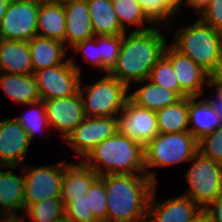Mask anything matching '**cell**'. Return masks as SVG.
Here are the masks:
<instances>
[{"instance_id": "cell-3", "label": "cell", "mask_w": 222, "mask_h": 222, "mask_svg": "<svg viewBox=\"0 0 222 222\" xmlns=\"http://www.w3.org/2000/svg\"><path fill=\"white\" fill-rule=\"evenodd\" d=\"M81 161L99 176L146 174L144 146L118 131L96 145Z\"/></svg>"}, {"instance_id": "cell-12", "label": "cell", "mask_w": 222, "mask_h": 222, "mask_svg": "<svg viewBox=\"0 0 222 222\" xmlns=\"http://www.w3.org/2000/svg\"><path fill=\"white\" fill-rule=\"evenodd\" d=\"M118 116L85 117L66 137V142L84 159L99 143L117 131Z\"/></svg>"}, {"instance_id": "cell-46", "label": "cell", "mask_w": 222, "mask_h": 222, "mask_svg": "<svg viewBox=\"0 0 222 222\" xmlns=\"http://www.w3.org/2000/svg\"><path fill=\"white\" fill-rule=\"evenodd\" d=\"M216 76L220 79H222V57H221V64L218 72L216 73Z\"/></svg>"}, {"instance_id": "cell-35", "label": "cell", "mask_w": 222, "mask_h": 222, "mask_svg": "<svg viewBox=\"0 0 222 222\" xmlns=\"http://www.w3.org/2000/svg\"><path fill=\"white\" fill-rule=\"evenodd\" d=\"M199 152L222 164V124L198 141Z\"/></svg>"}, {"instance_id": "cell-5", "label": "cell", "mask_w": 222, "mask_h": 222, "mask_svg": "<svg viewBox=\"0 0 222 222\" xmlns=\"http://www.w3.org/2000/svg\"><path fill=\"white\" fill-rule=\"evenodd\" d=\"M198 151V140L189 131L159 133L144 146L146 175L157 183L156 171L148 169L189 162Z\"/></svg>"}, {"instance_id": "cell-48", "label": "cell", "mask_w": 222, "mask_h": 222, "mask_svg": "<svg viewBox=\"0 0 222 222\" xmlns=\"http://www.w3.org/2000/svg\"><path fill=\"white\" fill-rule=\"evenodd\" d=\"M36 1H40V2H42V1H50V0H36Z\"/></svg>"}, {"instance_id": "cell-14", "label": "cell", "mask_w": 222, "mask_h": 222, "mask_svg": "<svg viewBox=\"0 0 222 222\" xmlns=\"http://www.w3.org/2000/svg\"><path fill=\"white\" fill-rule=\"evenodd\" d=\"M31 141L22 125L13 117L0 119V165L16 169L24 161Z\"/></svg>"}, {"instance_id": "cell-44", "label": "cell", "mask_w": 222, "mask_h": 222, "mask_svg": "<svg viewBox=\"0 0 222 222\" xmlns=\"http://www.w3.org/2000/svg\"><path fill=\"white\" fill-rule=\"evenodd\" d=\"M10 0H0V26L2 24L3 17L6 13L7 6Z\"/></svg>"}, {"instance_id": "cell-21", "label": "cell", "mask_w": 222, "mask_h": 222, "mask_svg": "<svg viewBox=\"0 0 222 222\" xmlns=\"http://www.w3.org/2000/svg\"><path fill=\"white\" fill-rule=\"evenodd\" d=\"M29 43L33 73L36 71L62 65L67 54L65 44L41 36L33 37Z\"/></svg>"}, {"instance_id": "cell-11", "label": "cell", "mask_w": 222, "mask_h": 222, "mask_svg": "<svg viewBox=\"0 0 222 222\" xmlns=\"http://www.w3.org/2000/svg\"><path fill=\"white\" fill-rule=\"evenodd\" d=\"M117 129L120 134L145 146L159 134L156 112L128 98L117 118Z\"/></svg>"}, {"instance_id": "cell-22", "label": "cell", "mask_w": 222, "mask_h": 222, "mask_svg": "<svg viewBox=\"0 0 222 222\" xmlns=\"http://www.w3.org/2000/svg\"><path fill=\"white\" fill-rule=\"evenodd\" d=\"M0 71L14 74H34L28 41L1 39Z\"/></svg>"}, {"instance_id": "cell-37", "label": "cell", "mask_w": 222, "mask_h": 222, "mask_svg": "<svg viewBox=\"0 0 222 222\" xmlns=\"http://www.w3.org/2000/svg\"><path fill=\"white\" fill-rule=\"evenodd\" d=\"M144 12L154 22H166L174 15L165 7L164 0H140Z\"/></svg>"}, {"instance_id": "cell-6", "label": "cell", "mask_w": 222, "mask_h": 222, "mask_svg": "<svg viewBox=\"0 0 222 222\" xmlns=\"http://www.w3.org/2000/svg\"><path fill=\"white\" fill-rule=\"evenodd\" d=\"M82 81L79 86V93L83 101V108L86 117H107L119 116L129 98L128 87L112 77L108 73L94 84L82 90Z\"/></svg>"}, {"instance_id": "cell-16", "label": "cell", "mask_w": 222, "mask_h": 222, "mask_svg": "<svg viewBox=\"0 0 222 222\" xmlns=\"http://www.w3.org/2000/svg\"><path fill=\"white\" fill-rule=\"evenodd\" d=\"M155 186L148 206L147 222H192L203 210L184 195L156 201Z\"/></svg>"}, {"instance_id": "cell-45", "label": "cell", "mask_w": 222, "mask_h": 222, "mask_svg": "<svg viewBox=\"0 0 222 222\" xmlns=\"http://www.w3.org/2000/svg\"><path fill=\"white\" fill-rule=\"evenodd\" d=\"M192 222H211L208 215L203 211L198 217H196Z\"/></svg>"}, {"instance_id": "cell-13", "label": "cell", "mask_w": 222, "mask_h": 222, "mask_svg": "<svg viewBox=\"0 0 222 222\" xmlns=\"http://www.w3.org/2000/svg\"><path fill=\"white\" fill-rule=\"evenodd\" d=\"M50 127L60 132L64 140L85 119L80 93L63 98L43 100Z\"/></svg>"}, {"instance_id": "cell-2", "label": "cell", "mask_w": 222, "mask_h": 222, "mask_svg": "<svg viewBox=\"0 0 222 222\" xmlns=\"http://www.w3.org/2000/svg\"><path fill=\"white\" fill-rule=\"evenodd\" d=\"M100 177L107 194V222H147L149 201L157 183L146 174Z\"/></svg>"}, {"instance_id": "cell-9", "label": "cell", "mask_w": 222, "mask_h": 222, "mask_svg": "<svg viewBox=\"0 0 222 222\" xmlns=\"http://www.w3.org/2000/svg\"><path fill=\"white\" fill-rule=\"evenodd\" d=\"M75 61L71 57L62 65L34 73L41 100L69 97L79 92L81 68Z\"/></svg>"}, {"instance_id": "cell-1", "label": "cell", "mask_w": 222, "mask_h": 222, "mask_svg": "<svg viewBox=\"0 0 222 222\" xmlns=\"http://www.w3.org/2000/svg\"><path fill=\"white\" fill-rule=\"evenodd\" d=\"M126 33L122 35L117 62L108 74L129 88L131 81L136 83L149 78L152 68L164 54L168 43L157 27Z\"/></svg>"}, {"instance_id": "cell-10", "label": "cell", "mask_w": 222, "mask_h": 222, "mask_svg": "<svg viewBox=\"0 0 222 222\" xmlns=\"http://www.w3.org/2000/svg\"><path fill=\"white\" fill-rule=\"evenodd\" d=\"M40 1L10 0L0 26L2 40L30 41L37 36Z\"/></svg>"}, {"instance_id": "cell-7", "label": "cell", "mask_w": 222, "mask_h": 222, "mask_svg": "<svg viewBox=\"0 0 222 222\" xmlns=\"http://www.w3.org/2000/svg\"><path fill=\"white\" fill-rule=\"evenodd\" d=\"M186 180L189 191L182 195L191 199L203 211L222 191V164L197 152L192 159Z\"/></svg>"}, {"instance_id": "cell-33", "label": "cell", "mask_w": 222, "mask_h": 222, "mask_svg": "<svg viewBox=\"0 0 222 222\" xmlns=\"http://www.w3.org/2000/svg\"><path fill=\"white\" fill-rule=\"evenodd\" d=\"M90 210L98 222H107V194L104 180L99 177L87 192Z\"/></svg>"}, {"instance_id": "cell-27", "label": "cell", "mask_w": 222, "mask_h": 222, "mask_svg": "<svg viewBox=\"0 0 222 222\" xmlns=\"http://www.w3.org/2000/svg\"><path fill=\"white\" fill-rule=\"evenodd\" d=\"M159 133L189 131L188 97L156 111Z\"/></svg>"}, {"instance_id": "cell-18", "label": "cell", "mask_w": 222, "mask_h": 222, "mask_svg": "<svg viewBox=\"0 0 222 222\" xmlns=\"http://www.w3.org/2000/svg\"><path fill=\"white\" fill-rule=\"evenodd\" d=\"M76 163H66V169L64 170L61 186V201L64 207L72 202V198L87 195L91 185L100 177L82 161Z\"/></svg>"}, {"instance_id": "cell-17", "label": "cell", "mask_w": 222, "mask_h": 222, "mask_svg": "<svg viewBox=\"0 0 222 222\" xmlns=\"http://www.w3.org/2000/svg\"><path fill=\"white\" fill-rule=\"evenodd\" d=\"M66 34L64 44L70 48L95 36L88 9L87 0H64Z\"/></svg>"}, {"instance_id": "cell-43", "label": "cell", "mask_w": 222, "mask_h": 222, "mask_svg": "<svg viewBox=\"0 0 222 222\" xmlns=\"http://www.w3.org/2000/svg\"><path fill=\"white\" fill-rule=\"evenodd\" d=\"M24 219L21 214L0 216V222H26Z\"/></svg>"}, {"instance_id": "cell-41", "label": "cell", "mask_w": 222, "mask_h": 222, "mask_svg": "<svg viewBox=\"0 0 222 222\" xmlns=\"http://www.w3.org/2000/svg\"><path fill=\"white\" fill-rule=\"evenodd\" d=\"M210 2L211 0H187L185 5L188 4L191 8L196 10L195 13L200 15Z\"/></svg>"}, {"instance_id": "cell-31", "label": "cell", "mask_w": 222, "mask_h": 222, "mask_svg": "<svg viewBox=\"0 0 222 222\" xmlns=\"http://www.w3.org/2000/svg\"><path fill=\"white\" fill-rule=\"evenodd\" d=\"M99 43V58L102 62V72L107 74L116 64L122 44V35L95 36Z\"/></svg>"}, {"instance_id": "cell-19", "label": "cell", "mask_w": 222, "mask_h": 222, "mask_svg": "<svg viewBox=\"0 0 222 222\" xmlns=\"http://www.w3.org/2000/svg\"><path fill=\"white\" fill-rule=\"evenodd\" d=\"M65 34L64 0L40 2L37 18V35L64 43Z\"/></svg>"}, {"instance_id": "cell-36", "label": "cell", "mask_w": 222, "mask_h": 222, "mask_svg": "<svg viewBox=\"0 0 222 222\" xmlns=\"http://www.w3.org/2000/svg\"><path fill=\"white\" fill-rule=\"evenodd\" d=\"M76 52H83L84 60L90 62L94 67L102 70V62L99 58V43L95 36L76 44L72 47Z\"/></svg>"}, {"instance_id": "cell-4", "label": "cell", "mask_w": 222, "mask_h": 222, "mask_svg": "<svg viewBox=\"0 0 222 222\" xmlns=\"http://www.w3.org/2000/svg\"><path fill=\"white\" fill-rule=\"evenodd\" d=\"M175 32L172 46L191 58L210 76L216 75L222 57V32L215 30L200 18Z\"/></svg>"}, {"instance_id": "cell-25", "label": "cell", "mask_w": 222, "mask_h": 222, "mask_svg": "<svg viewBox=\"0 0 222 222\" xmlns=\"http://www.w3.org/2000/svg\"><path fill=\"white\" fill-rule=\"evenodd\" d=\"M95 36L123 35L125 31L114 12L111 0H87Z\"/></svg>"}, {"instance_id": "cell-34", "label": "cell", "mask_w": 222, "mask_h": 222, "mask_svg": "<svg viewBox=\"0 0 222 222\" xmlns=\"http://www.w3.org/2000/svg\"><path fill=\"white\" fill-rule=\"evenodd\" d=\"M65 218L73 222H98L90 210L89 196L72 198V202L64 207Z\"/></svg>"}, {"instance_id": "cell-15", "label": "cell", "mask_w": 222, "mask_h": 222, "mask_svg": "<svg viewBox=\"0 0 222 222\" xmlns=\"http://www.w3.org/2000/svg\"><path fill=\"white\" fill-rule=\"evenodd\" d=\"M163 55L172 63L180 89L188 97H201L203 86L207 85L210 75L191 58L176 50L171 43L166 45Z\"/></svg>"}, {"instance_id": "cell-20", "label": "cell", "mask_w": 222, "mask_h": 222, "mask_svg": "<svg viewBox=\"0 0 222 222\" xmlns=\"http://www.w3.org/2000/svg\"><path fill=\"white\" fill-rule=\"evenodd\" d=\"M188 97L189 132L199 141L215 131L220 125L219 116L208 100Z\"/></svg>"}, {"instance_id": "cell-23", "label": "cell", "mask_w": 222, "mask_h": 222, "mask_svg": "<svg viewBox=\"0 0 222 222\" xmlns=\"http://www.w3.org/2000/svg\"><path fill=\"white\" fill-rule=\"evenodd\" d=\"M24 174L0 171V215H19L24 211ZM2 213V214H1Z\"/></svg>"}, {"instance_id": "cell-30", "label": "cell", "mask_w": 222, "mask_h": 222, "mask_svg": "<svg viewBox=\"0 0 222 222\" xmlns=\"http://www.w3.org/2000/svg\"><path fill=\"white\" fill-rule=\"evenodd\" d=\"M148 79L160 87L176 92L181 98L188 97L180 89L172 63L164 55L154 65Z\"/></svg>"}, {"instance_id": "cell-47", "label": "cell", "mask_w": 222, "mask_h": 222, "mask_svg": "<svg viewBox=\"0 0 222 222\" xmlns=\"http://www.w3.org/2000/svg\"><path fill=\"white\" fill-rule=\"evenodd\" d=\"M58 222H73V221H71V220H69V219H66V218L64 217L62 220H60V221H58Z\"/></svg>"}, {"instance_id": "cell-28", "label": "cell", "mask_w": 222, "mask_h": 222, "mask_svg": "<svg viewBox=\"0 0 222 222\" xmlns=\"http://www.w3.org/2000/svg\"><path fill=\"white\" fill-rule=\"evenodd\" d=\"M111 2L119 23L125 31H127L126 24L135 25L136 28L133 31H144L152 28L154 22L144 12L140 0H111ZM145 22L150 26L142 27Z\"/></svg>"}, {"instance_id": "cell-24", "label": "cell", "mask_w": 222, "mask_h": 222, "mask_svg": "<svg viewBox=\"0 0 222 222\" xmlns=\"http://www.w3.org/2000/svg\"><path fill=\"white\" fill-rule=\"evenodd\" d=\"M0 86L9 98L22 105L41 100L34 74L4 73Z\"/></svg>"}, {"instance_id": "cell-40", "label": "cell", "mask_w": 222, "mask_h": 222, "mask_svg": "<svg viewBox=\"0 0 222 222\" xmlns=\"http://www.w3.org/2000/svg\"><path fill=\"white\" fill-rule=\"evenodd\" d=\"M204 212L208 215L211 222H222V191L215 200L205 208Z\"/></svg>"}, {"instance_id": "cell-42", "label": "cell", "mask_w": 222, "mask_h": 222, "mask_svg": "<svg viewBox=\"0 0 222 222\" xmlns=\"http://www.w3.org/2000/svg\"><path fill=\"white\" fill-rule=\"evenodd\" d=\"M187 2V0H185ZM184 0H164L165 7L176 16L178 11H181V5L185 3Z\"/></svg>"}, {"instance_id": "cell-8", "label": "cell", "mask_w": 222, "mask_h": 222, "mask_svg": "<svg viewBox=\"0 0 222 222\" xmlns=\"http://www.w3.org/2000/svg\"><path fill=\"white\" fill-rule=\"evenodd\" d=\"M25 167L24 211L31 205L49 198H61V186L66 162Z\"/></svg>"}, {"instance_id": "cell-26", "label": "cell", "mask_w": 222, "mask_h": 222, "mask_svg": "<svg viewBox=\"0 0 222 222\" xmlns=\"http://www.w3.org/2000/svg\"><path fill=\"white\" fill-rule=\"evenodd\" d=\"M144 82L146 84L143 87H140L129 95V98L141 107L156 112L166 106L174 104L181 99L176 92H172L166 88L160 87L159 85L151 82L149 79L136 83L144 84Z\"/></svg>"}, {"instance_id": "cell-32", "label": "cell", "mask_w": 222, "mask_h": 222, "mask_svg": "<svg viewBox=\"0 0 222 222\" xmlns=\"http://www.w3.org/2000/svg\"><path fill=\"white\" fill-rule=\"evenodd\" d=\"M29 106L33 107L30 112L14 118L22 125L24 130L28 133L30 141H32L36 132L39 130L43 131L41 130L43 126L48 128L49 123L43 100L31 103Z\"/></svg>"}, {"instance_id": "cell-29", "label": "cell", "mask_w": 222, "mask_h": 222, "mask_svg": "<svg viewBox=\"0 0 222 222\" xmlns=\"http://www.w3.org/2000/svg\"><path fill=\"white\" fill-rule=\"evenodd\" d=\"M61 198H49L29 206L23 213L31 222H58L65 217Z\"/></svg>"}, {"instance_id": "cell-39", "label": "cell", "mask_w": 222, "mask_h": 222, "mask_svg": "<svg viewBox=\"0 0 222 222\" xmlns=\"http://www.w3.org/2000/svg\"><path fill=\"white\" fill-rule=\"evenodd\" d=\"M208 86L211 88L213 87V89L216 91V99L208 97L207 100L217 112L219 120L222 124V79L218 78L216 75L210 76L207 80V87Z\"/></svg>"}, {"instance_id": "cell-38", "label": "cell", "mask_w": 222, "mask_h": 222, "mask_svg": "<svg viewBox=\"0 0 222 222\" xmlns=\"http://www.w3.org/2000/svg\"><path fill=\"white\" fill-rule=\"evenodd\" d=\"M199 16L203 22L222 32V0H211Z\"/></svg>"}]
</instances>
